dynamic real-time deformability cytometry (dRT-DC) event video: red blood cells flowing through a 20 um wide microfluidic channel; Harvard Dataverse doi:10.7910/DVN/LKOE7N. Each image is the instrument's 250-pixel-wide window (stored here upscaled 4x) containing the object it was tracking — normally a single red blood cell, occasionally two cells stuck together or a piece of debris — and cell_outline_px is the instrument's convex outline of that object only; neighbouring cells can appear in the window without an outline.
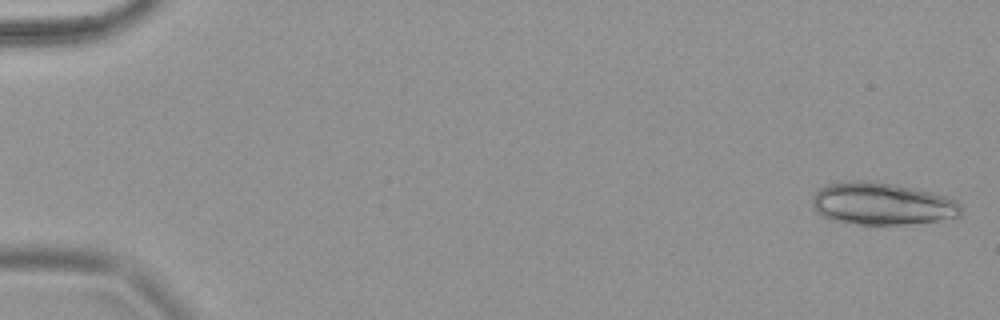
{"species": "common noctule bat (a hibernating species)", "species_latin": "Nyctalus noctula", "temperature_condition": "warm", "stored_images_in_passage": 10, "camera_frame_rate_fps": 3000, "um_per_image_px": 0.085, "animal": {"sex": "female", "body_mass_g": 18.4}, "frame": {"image": 1, "passage_image": 1, "time_ms": 0.0, "image_size_px": [1000, 320], "cell_outline_px": [[960, 216], [940, 220], [904, 224], [860, 224], [832, 220], [816, 212], [812, 204], [812, 196], [820, 188], [828, 184], [852, 180], [868, 180], [892, 184], [912, 188], [944, 196], [956, 200], [960, 204]], "centroid_in_image_um": [74.93, 17.31], "position_along_channel_um": 10.1, "area_um2": 36.3}}